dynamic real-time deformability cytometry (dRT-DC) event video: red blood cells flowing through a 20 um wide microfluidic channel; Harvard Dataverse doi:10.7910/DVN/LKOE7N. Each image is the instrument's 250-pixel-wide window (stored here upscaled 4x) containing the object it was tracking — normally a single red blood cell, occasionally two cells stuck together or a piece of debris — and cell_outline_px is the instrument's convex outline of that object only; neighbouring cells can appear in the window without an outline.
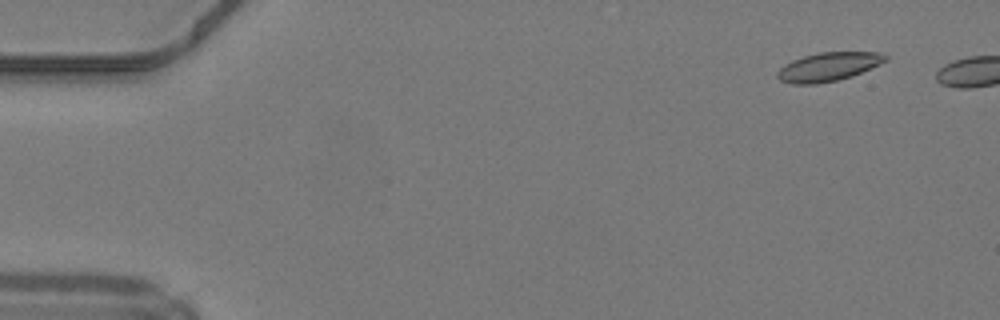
{"species": "common noctule bat (a hibernating species)", "species_latin": "Nyctalus noctula", "temperature_condition": "warm", "stored_images_in_passage": 41, "camera_frame_rate_fps": 3000, "um_per_image_px": 0.085, "animal": {"sex": "male", "body_mass_g": 19.2, "forearm_length_mm": 51.8}, "frame": {"image": 1, "passage_image": 1, "time_ms": 0.0, "image_size_px": [1000, 320], "cell_outline_px": [[888, 60], [880, 64], [852, 76], [836, 80], [816, 84], [792, 84], [780, 80], [776, 76], [776, 72], [784, 64], [792, 60], [816, 52], [884, 52], [888, 56]], "centroid_in_image_um": [70.41, 5.66], "position_along_channel_um": 14.6, "area_um2": 18.21}}
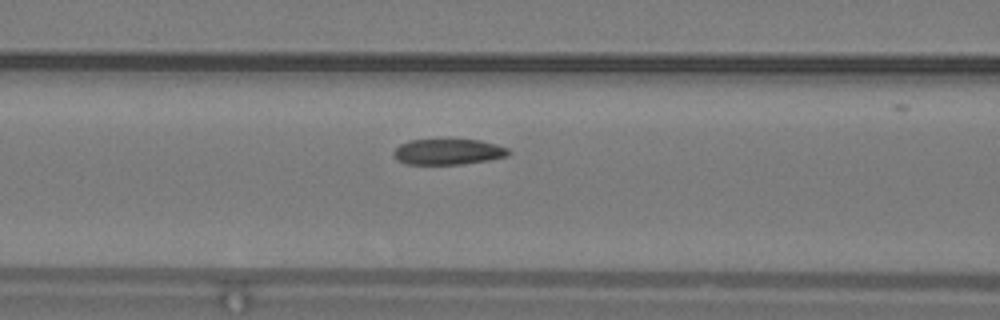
{"frame": {"image": 2, "passage_image": 18, "time_ms": 5.667, "image_size_px": [1000, 320], "cell_outline_px": [[512, 152], [508, 156], [488, 160], [460, 164], [408, 164], [396, 160], [392, 152], [400, 144], [408, 140], [480, 140], [496, 144], [508, 148]], "centroid_in_image_um": [38.09, 12.9], "position_along_channel_um": 128.5, "area_um2": 17.22}}
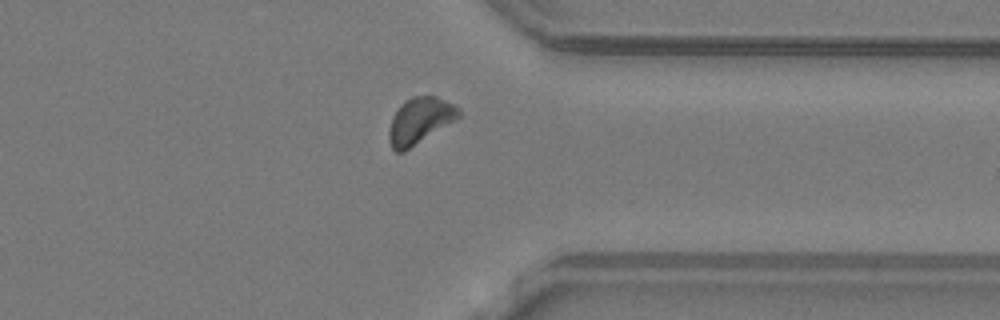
{"frame": {"image": 3, "passage_image": 36, "time_ms": 11.667, "image_size_px": [1000, 320], "cell_outline_px": [[460, 116], [456, 120], [404, 152], [396, 152], [392, 148], [388, 140], [388, 132], [392, 116], [400, 104], [404, 100], [412, 96], [436, 96], [460, 108]], "centroid_in_image_um": [35.66, 10.26], "position_along_channel_um": 375.7, "area_um2": 18.9}, "authors_computed_cell_mechanics": {"area_um2": 18.1492, "velocity_mm_per_s": 4.1912, "shape_relaxation_time_tau1_ms": null, "shape_relaxation_time_tau2_ms": 1.7328, "deformation_change_tau1": null, "deformation_change_tau2": 0.0528}}